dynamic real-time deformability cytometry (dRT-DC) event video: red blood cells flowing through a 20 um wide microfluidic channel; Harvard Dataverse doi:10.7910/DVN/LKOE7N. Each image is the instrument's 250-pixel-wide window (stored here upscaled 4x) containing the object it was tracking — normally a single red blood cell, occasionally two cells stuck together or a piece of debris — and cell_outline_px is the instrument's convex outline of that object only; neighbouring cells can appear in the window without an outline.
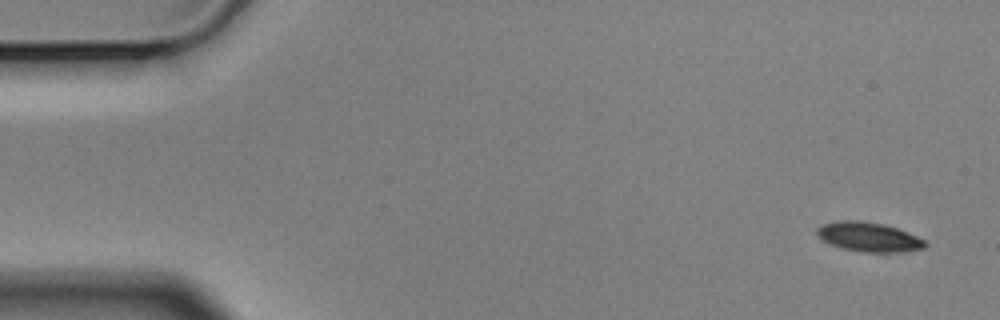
{"species": "Egyptian fruit bat (a non-hibernating species)", "species_latin": "Rousettus aegyptiacus", "temperature_condition": "cold", "stored_images_in_passage": 3, "camera_frame_rate_fps": 3000, "um_per_image_px": 0.085, "animal": {"sex": "male"}, "frame": {"image": 1, "passage_image": 1, "time_ms": 0.0, "image_size_px": [1000, 320], "cell_outline_px": [[928, 244], [924, 248], [896, 252], [864, 252], [844, 248], [832, 244], [824, 240], [816, 232], [816, 228], [824, 224], [840, 220], [860, 220], [884, 224], [896, 228], [916, 236], [924, 240]], "centroid_in_image_um": [73.85, 20.13], "position_along_channel_um": 11.1, "area_um2": 18.15}}